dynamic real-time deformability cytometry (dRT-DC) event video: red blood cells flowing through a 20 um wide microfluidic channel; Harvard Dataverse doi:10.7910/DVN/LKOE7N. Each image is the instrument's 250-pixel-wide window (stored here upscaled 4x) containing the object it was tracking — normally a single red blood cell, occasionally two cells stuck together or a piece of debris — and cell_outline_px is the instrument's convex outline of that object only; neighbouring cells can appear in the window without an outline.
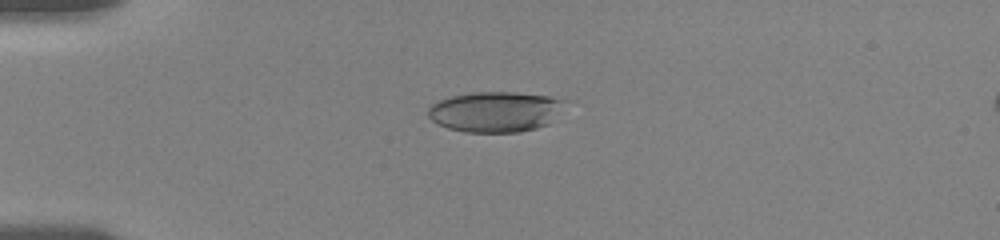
{"species": "human", "species_latin": "Homo sapiens", "temperature_condition": "room temperature", "stored_images_in_passage": 42, "camera_frame_rate_fps": 3000, "um_per_image_px": 0.085, "donor": {"sex": "female"}, "frame": {"image": 1, "passage_image": 1, "time_ms": 0.0, "image_size_px": [1000, 240], "cell_outline_px": [[572, 100], [548, 124], [536, 128], [520, 132], [464, 132], [448, 128], [432, 120], [428, 116], [428, 108], [432, 104], [440, 100], [452, 96], [472, 92], [516, 92], [552, 96]], "centroid_in_image_um": [42.19, 9.48], "position_along_channel_um": 42.8, "area_um2": 32.66}}
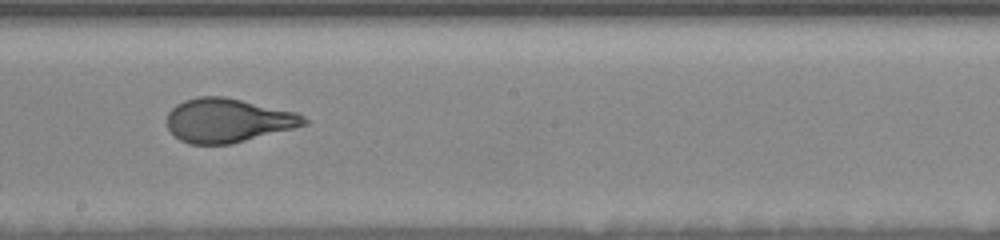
{"frame": {"image": 2, "passage_image": 19, "time_ms": 6.0, "image_size_px": [1000, 240], "cell_outline_px": [[308, 124], [232, 144], [188, 144], [180, 140], [168, 128], [168, 112], [176, 104], [184, 100], [200, 96], [224, 96], [296, 112], [304, 116], [308, 120]], "centroid_in_image_um": [19.37, 10.23], "position_along_channel_um": 228.8, "area_um2": 34.97}}
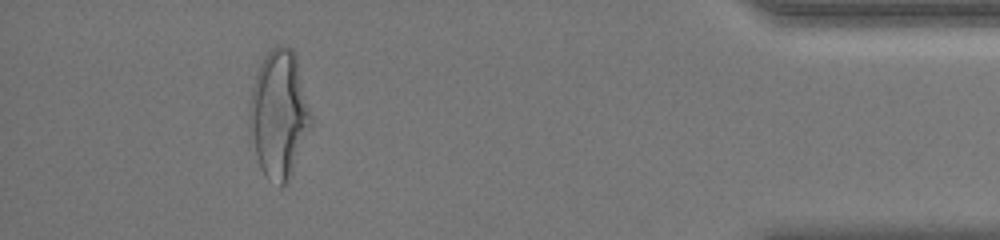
{"frame": {"image": 3, "passage_image": 38, "time_ms": 12.333, "image_size_px": [1000, 240], "cell_outline_px": [[312, 120], [292, 168], [284, 184], [280, 184], [268, 180], [264, 176], [248, 144], [248, 108], [252, 88], [256, 72], [264, 56], [272, 48], [280, 44], [284, 44], [292, 48], [296, 52], [312, 116]], "centroid_in_image_um": [23.64, 9.64], "position_along_channel_um": 411.6, "area_um2": 46.12}, "authors_computed_cell_mechanics": {"area_um2": 35.4892, "velocity_mm_per_s": 3.6327, "shape_relaxation_time_tau1_ms": 5.3755, "shape_relaxation_time_tau2_ms": null, "deformation_change_tau1": 0.2004, "deformation_change_tau2": null}}